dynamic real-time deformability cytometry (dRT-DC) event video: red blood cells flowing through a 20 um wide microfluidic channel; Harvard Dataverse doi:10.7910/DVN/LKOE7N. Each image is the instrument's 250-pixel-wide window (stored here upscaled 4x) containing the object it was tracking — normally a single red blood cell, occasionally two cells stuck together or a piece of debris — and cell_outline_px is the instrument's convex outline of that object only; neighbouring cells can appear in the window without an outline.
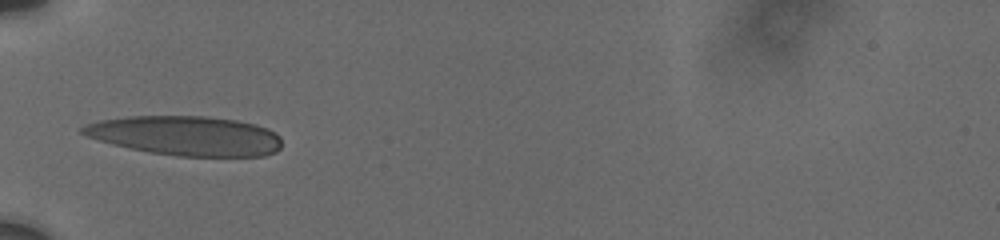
{"species": "human", "species_latin": "Homo sapiens", "temperature_condition": "cold", "stored_images_in_passage": 59, "camera_frame_rate_fps": 3000, "um_per_image_px": 0.085, "donor": {"sex": "male"}, "frame": {"image": 1, "passage_image": 1, "time_ms": 0.0, "image_size_px": [1000, 240], "cell_outline_px": [[280, 148], [276, 152], [264, 156], [180, 156], [152, 152], [112, 144], [88, 136], [80, 132], [80, 128], [88, 124], [100, 120], [132, 116], [208, 116], [236, 120], [256, 124], [268, 128], [276, 132], [280, 136]], "centroid_in_image_um": [15.86, 11.53], "position_along_channel_um": 69.1, "area_um2": 45.66}}
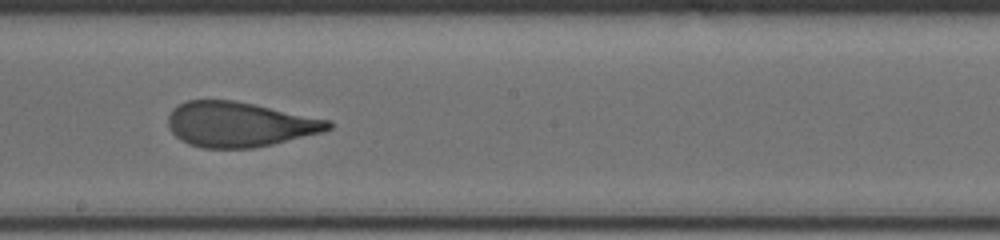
{"frame": {"image": 2, "passage_image": 26, "time_ms": 4.333, "image_size_px": [1000, 240], "cell_outline_px": [[332, 128], [324, 132], [272, 144], [252, 148], [200, 148], [188, 144], [180, 140], [168, 128], [168, 116], [172, 108], [188, 100], [232, 100], [332, 120]], "centroid_in_image_um": [20.34, 10.58], "position_along_channel_um": 227.9, "area_um2": 42.02}}
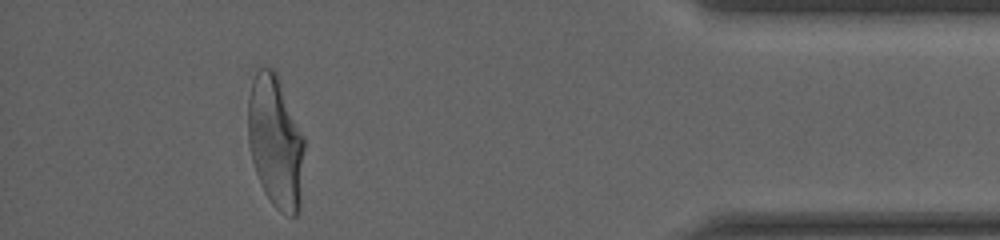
{"frame": {"image": 3, "passage_image": 51, "time_ms": 10.333, "image_size_px": [1000, 240], "cell_outline_px": [[304, 148], [300, 208], [296, 216], [292, 216], [276, 208], [272, 204], [264, 192], [260, 184], [252, 160], [248, 140], [248, 100], [252, 80], [256, 72], [260, 68], [272, 68], [276, 72], [304, 136]], "centroid_in_image_um": [23.42, 12.06], "position_along_channel_um": 411.8, "area_um2": 43.35}, "authors_computed_cell_mechanics": {"area_um2": 42.772, "velocity_mm_per_s": 3.7429, "shape_relaxation_time_tau1_ms": 5.0693, "shape_relaxation_time_tau2_ms": 0.9392, "deformation_change_tau1": 0.216, "deformation_change_tau2": 0.0934}}